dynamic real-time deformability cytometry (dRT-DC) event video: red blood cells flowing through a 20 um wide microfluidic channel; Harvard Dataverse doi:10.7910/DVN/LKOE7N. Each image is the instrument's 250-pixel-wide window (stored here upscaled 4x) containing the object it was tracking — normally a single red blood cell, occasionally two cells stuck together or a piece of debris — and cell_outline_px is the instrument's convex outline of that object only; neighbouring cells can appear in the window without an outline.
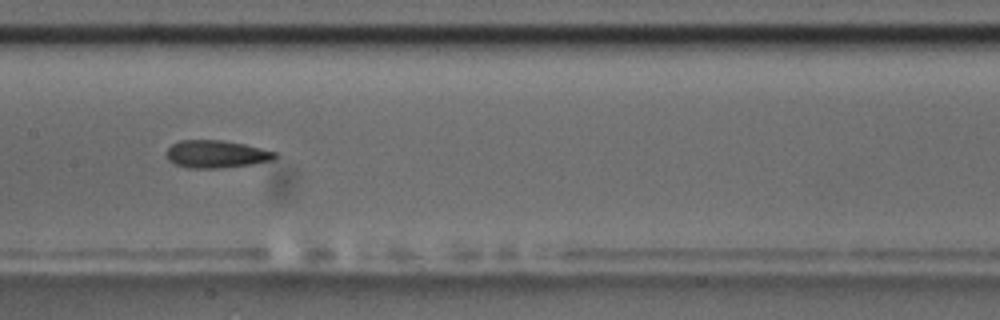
{"species": "common noctule bat (a hibernating species)", "species_latin": "Nyctalus noctula", "temperature_condition": "room temperature", "stored_images_in_passage": 15, "camera_frame_rate_fps": 3000, "um_per_image_px": 0.085, "animal": {"sex": "male", "body_mass_g": 17.5, "forearm_length_mm": 52.3}, "frame": {"image": 1, "passage_image": 7, "time_ms": 7.667, "image_size_px": [1000, 320], "cell_outline_px": [[276, 156], [272, 160], [252, 164], [216, 168], [188, 168], [176, 164], [168, 160], [164, 152], [172, 144], [180, 140], [220, 140], [244, 144], [276, 152]], "centroid_in_image_um": [18.33, 13.09], "position_along_channel_um": 189.1, "area_um2": 17.34}}
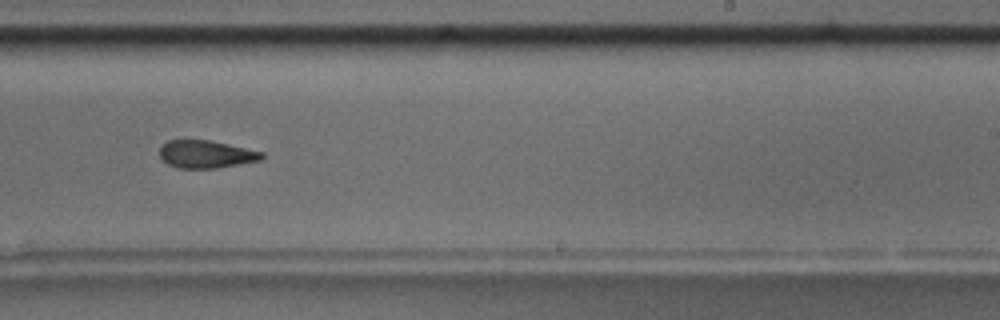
{"frame": {"image": 2, "passage_image": 9, "time_ms": 10.0, "image_size_px": [1000, 320], "cell_outline_px": [[264, 156], [260, 160], [216, 168], [176, 168], [168, 164], [160, 156], [160, 144], [168, 140], [208, 140], [228, 144], [264, 152]], "centroid_in_image_um": [17.48, 13.1], "position_along_channel_um": 271.5, "area_um2": 16.42}, "authors_computed_cell_mechanics": {"area_um2": 17.5134, "velocity_mm_per_s": 3.5512, "shape_relaxation_time_tau1_ms": null, "shape_relaxation_time_tau2_ms": 3.3264, "deformation_change_tau1": null, "deformation_change_tau2": 0.1014}}